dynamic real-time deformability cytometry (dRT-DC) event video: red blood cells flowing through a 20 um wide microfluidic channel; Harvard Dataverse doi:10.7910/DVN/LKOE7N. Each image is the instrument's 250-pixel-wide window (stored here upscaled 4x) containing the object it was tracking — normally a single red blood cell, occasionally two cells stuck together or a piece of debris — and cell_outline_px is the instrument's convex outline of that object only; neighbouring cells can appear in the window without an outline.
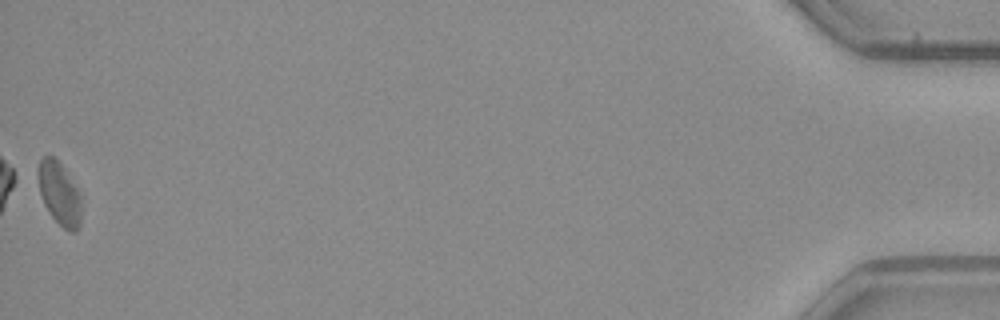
{"species": "common noctule bat (a hibernating species)", "species_latin": "Nyctalus noctula", "temperature_condition": "warm", "stored_images_in_passage": 48, "camera_frame_rate_fps": 3000, "um_per_image_px": 0.085, "animal": {"sex": "male", "body_mass_g": 23.1, "forearm_length_mm": 52.7}, "frame": {"image": 1, "passage_image": 48, "time_ms": 15.667, "image_size_px": [1000, 320], "cell_outline_px": [[80, 224], [76, 232], [72, 232], [64, 228], [52, 216], [44, 204], [32, 176], [40, 160], [44, 156], [52, 156], [64, 168], [76, 188], [80, 196]], "centroid_in_image_um": [4.95, 16.4], "position_along_channel_um": 430.3, "area_um2": 16.13}}